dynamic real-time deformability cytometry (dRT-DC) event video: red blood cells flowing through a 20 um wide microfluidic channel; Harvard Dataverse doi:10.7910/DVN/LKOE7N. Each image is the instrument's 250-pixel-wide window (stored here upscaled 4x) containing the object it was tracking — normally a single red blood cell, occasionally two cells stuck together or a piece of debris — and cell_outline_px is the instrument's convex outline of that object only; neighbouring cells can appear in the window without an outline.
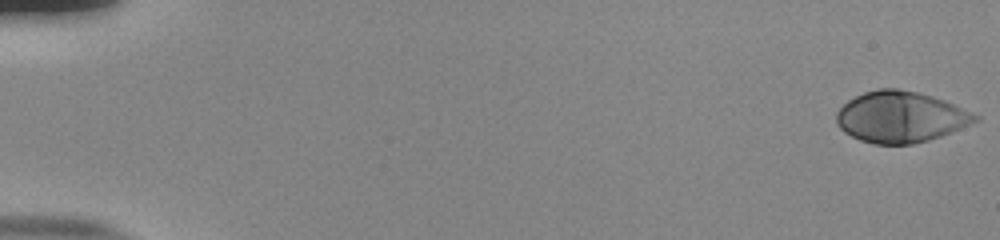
{"species": "human", "species_latin": "Homo sapiens", "temperature_condition": "room temperature", "stored_images_in_passage": 54, "camera_frame_rate_fps": 3000, "um_per_image_px": 0.085, "donor": {"sex": "male"}, "frame": {"image": 1, "passage_image": 1, "time_ms": 0.0, "image_size_px": [1000, 240], "cell_outline_px": [[980, 120], [940, 136], [928, 140], [912, 144], [876, 144], [860, 140], [844, 132], [836, 124], [836, 112], [848, 100], [864, 92], [880, 88], [896, 88], [916, 92], [932, 96], [944, 100], [980, 116]], "centroid_in_image_um": [76.52, 9.94], "position_along_channel_um": 8.5, "area_um2": 41.04}}
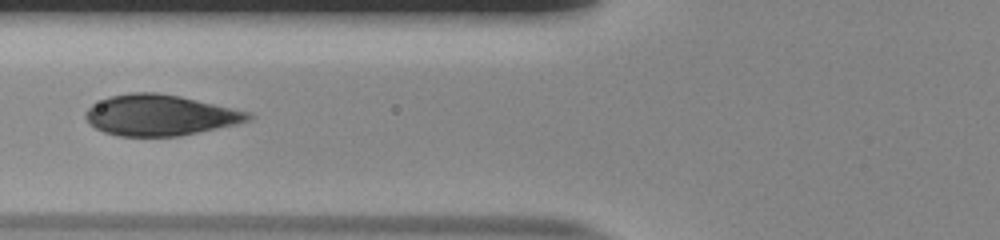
{"frame": {"image": 2, "passage_image": 23, "time_ms": 7.333, "image_size_px": [1000, 240], "cell_outline_px": [[256, 116], [252, 120], [236, 124], [180, 136], [116, 136], [104, 132], [88, 124], [84, 116], [84, 112], [92, 104], [108, 96], [132, 92], [156, 92], [180, 96], [252, 112]], "centroid_in_image_um": [13.6, 9.79], "position_along_channel_um": 112.2, "area_um2": 39.13}}
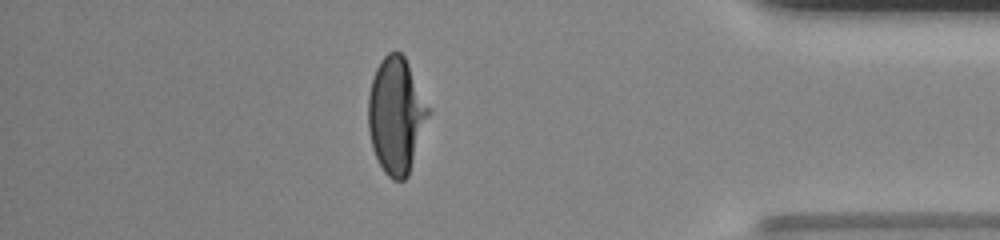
{"frame": {"image": 3, "passage_image": 48, "time_ms": 15.667, "image_size_px": [1000, 240], "cell_outline_px": [[432, 112], [408, 176], [404, 180], [392, 180], [384, 172], [372, 148], [368, 128], [368, 96], [372, 80], [376, 68], [380, 60], [388, 52], [400, 52], [404, 56], [432, 108]], "centroid_in_image_um": [33.71, 9.81], "position_along_channel_um": 401.5, "area_um2": 41.33}, "authors_computed_cell_mechanics": {"area_um2": 40.4889, "velocity_mm_per_s": 3.8217, "shape_relaxation_time_tau1_ms": 4.5867, "shape_relaxation_time_tau2_ms": null, "deformation_change_tau1": 0.2347, "deformation_change_tau2": null}}